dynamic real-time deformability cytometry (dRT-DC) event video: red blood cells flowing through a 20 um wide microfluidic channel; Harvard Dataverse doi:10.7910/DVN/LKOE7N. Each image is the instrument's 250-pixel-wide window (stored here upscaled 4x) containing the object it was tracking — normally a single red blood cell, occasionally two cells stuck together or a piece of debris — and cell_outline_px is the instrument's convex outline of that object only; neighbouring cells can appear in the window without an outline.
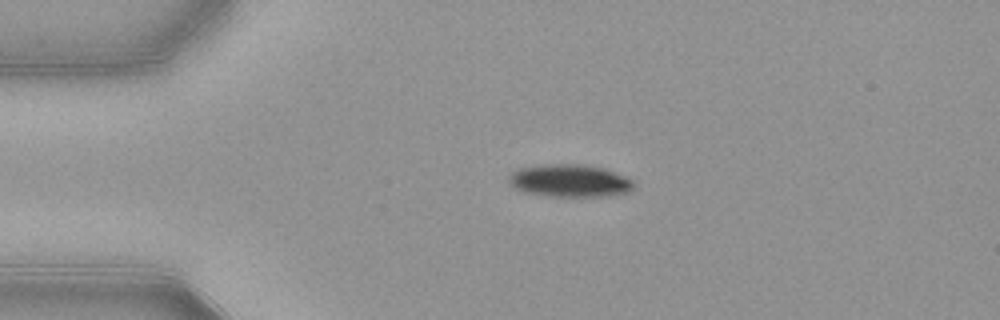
{"species": "common noctule bat (a hibernating species)", "species_latin": "Nyctalus noctula", "temperature_condition": "warm", "stored_images_in_passage": 42, "camera_frame_rate_fps": 3000, "um_per_image_px": 0.085, "animal": {"sex": "female", "body_mass_g": 21.9}, "frame": {"image": 1, "passage_image": 1, "time_ms": 0.0, "image_size_px": [1000, 320], "cell_outline_px": [[632, 188], [628, 192], [608, 196], [548, 196], [524, 192], [508, 184], [508, 176], [512, 172], [520, 168], [552, 164], [580, 164], [604, 168], [624, 176], [632, 180]], "centroid_in_image_um": [48.39, 15.36], "position_along_channel_um": 36.6, "area_um2": 23.52}}
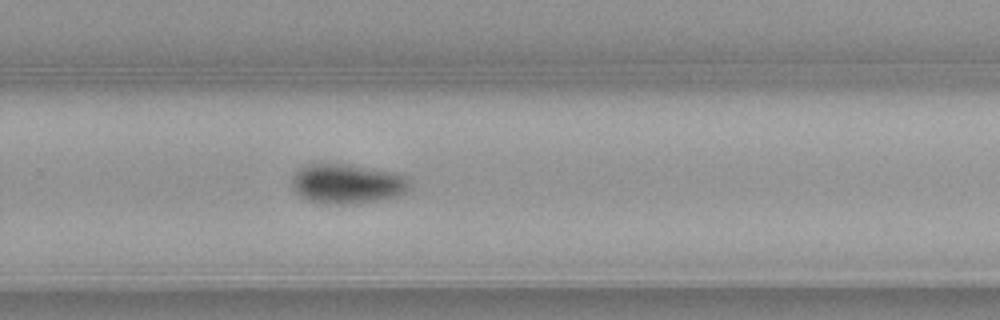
{"frame": {"image": 2, "passage_image": 24, "time_ms": 7.667, "image_size_px": [1000, 320], "cell_outline_px": [[408, 188], [404, 192], [396, 196], [380, 200], [352, 204], [328, 204], [308, 200], [300, 196], [292, 188], [292, 176], [300, 168], [308, 164], [344, 164], [392, 172], [404, 176], [408, 180]], "centroid_in_image_um": [29.46, 15.63], "position_along_channel_um": 300.3, "area_um2": 26.88}}
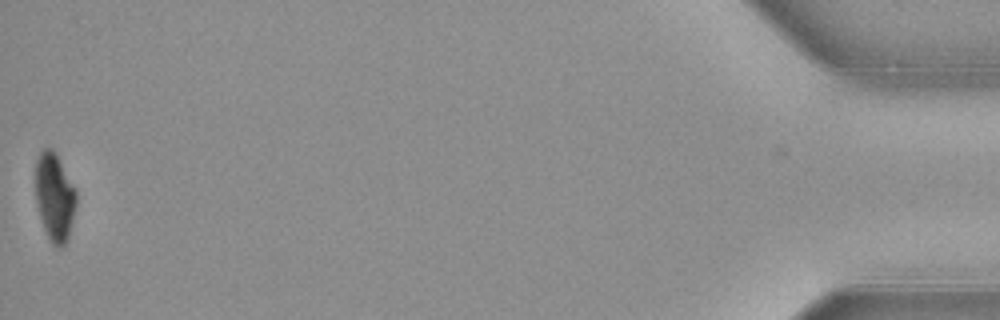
{"frame": {"image": 3, "passage_image": 42, "time_ms": 13.667, "image_size_px": [1000, 320], "cell_outline_px": [[76, 204], [68, 236], [64, 244], [60, 248], [56, 248], [52, 244], [44, 228], [40, 216], [36, 200], [36, 160], [40, 152], [44, 148], [52, 148], [56, 152], [76, 188]], "centroid_in_image_um": [4.65, 16.7], "position_along_channel_um": 430.6, "area_um2": 20.81}, "authors_computed_cell_mechanics": {"area_um2": 26.0389, "velocity_mm_per_s": 3.8956, "shape_relaxation_time_tau1_ms": 2.3453, "shape_relaxation_time_tau2_ms": null, "deformation_change_tau1": 0.1415, "deformation_change_tau2": null}}